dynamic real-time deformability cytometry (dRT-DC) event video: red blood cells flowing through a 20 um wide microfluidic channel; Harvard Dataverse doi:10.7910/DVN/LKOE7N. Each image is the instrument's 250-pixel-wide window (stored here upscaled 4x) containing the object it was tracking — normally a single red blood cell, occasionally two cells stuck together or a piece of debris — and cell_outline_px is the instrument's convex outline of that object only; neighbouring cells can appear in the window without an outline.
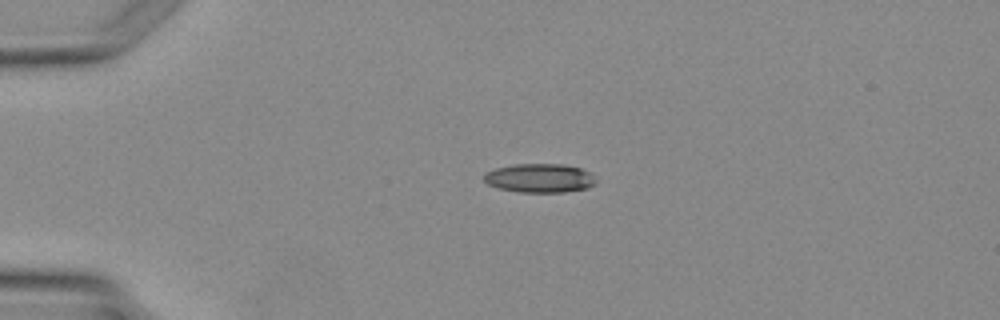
{"species": "Egyptian fruit bat (a non-hibernating species)", "species_latin": "Rousettus aegyptiacus", "temperature_condition": "warm", "stored_images_in_passage": 2, "camera_frame_rate_fps": 3000, "um_per_image_px": 0.085, "animal": {"sex": "female"}, "frame": {"image": 1, "passage_image": 1, "time_ms": 0.0, "image_size_px": [1000, 320], "cell_outline_px": [[596, 184], [588, 188], [564, 192], [520, 192], [500, 188], [488, 184], [484, 180], [484, 172], [496, 168], [512, 164], [564, 164], [580, 168], [592, 172], [596, 180]], "centroid_in_image_um": [45.91, 15.13], "position_along_channel_um": 39.1, "area_um2": 19.02}}